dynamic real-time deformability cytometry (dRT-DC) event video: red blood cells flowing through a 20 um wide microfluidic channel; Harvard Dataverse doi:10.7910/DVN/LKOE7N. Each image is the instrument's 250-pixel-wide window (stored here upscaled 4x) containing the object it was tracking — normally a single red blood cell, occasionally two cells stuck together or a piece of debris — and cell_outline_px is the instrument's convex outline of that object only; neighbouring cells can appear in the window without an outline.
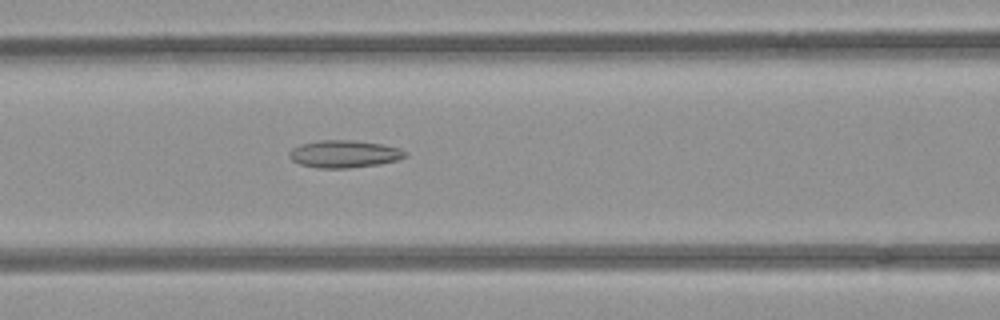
{"species": "common noctule bat (a hibernating species)", "species_latin": "Nyctalus noctula", "temperature_condition": "room temperature", "stored_images_in_passage": 52, "camera_frame_rate_fps": 3000, "um_per_image_px": 0.085, "animal": {"sex": "female", "body_mass_g": 21.9}, "frame": {"image": 1, "passage_image": 22, "time_ms": 7.0, "image_size_px": [1000, 320], "cell_outline_px": [[408, 156], [396, 160], [380, 164], [348, 168], [316, 168], [300, 164], [292, 160], [288, 156], [288, 152], [292, 148], [300, 144], [320, 140], [356, 140], [380, 144], [400, 148], [408, 152]], "centroid_in_image_um": [29.25, 13.08], "position_along_channel_um": 137.3, "area_um2": 18.67}}
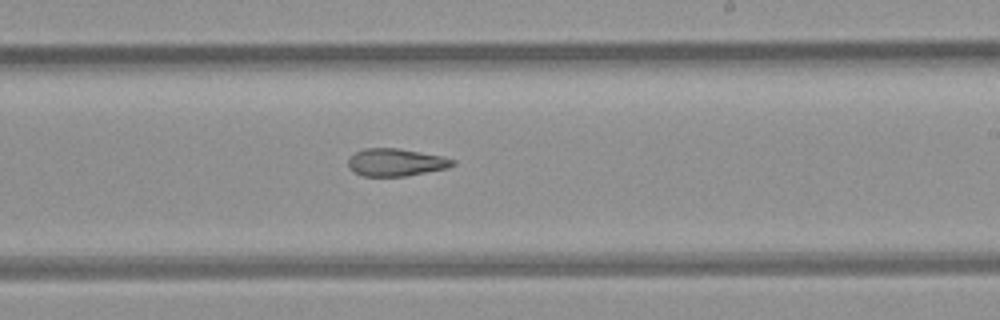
{"frame": {"image": 2, "passage_image": 31, "time_ms": 10.0, "image_size_px": [1000, 320], "cell_outline_px": [[456, 164], [448, 168], [408, 176], [364, 176], [352, 172], [348, 168], [348, 160], [356, 152], [364, 148], [400, 148], [444, 156], [456, 160]], "centroid_in_image_um": [33.68, 13.8], "position_along_channel_um": 255.3, "area_um2": 17.05}}
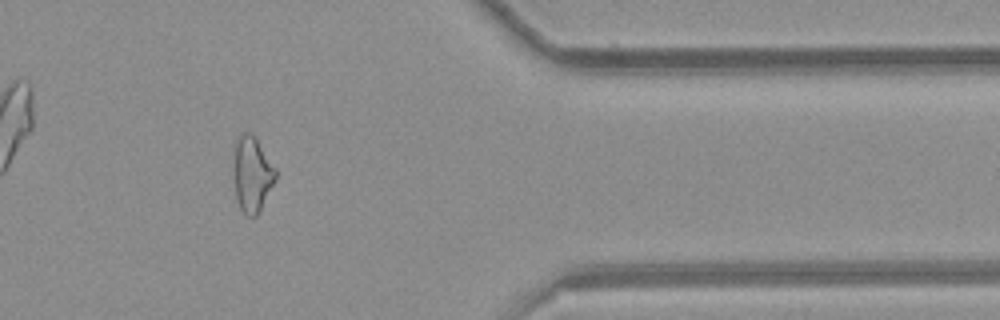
{"frame": {"image": 3, "passage_image": 43, "time_ms": 14.0, "image_size_px": [1000, 320], "cell_outline_px": [[276, 180], [256, 216], [248, 216], [240, 208], [236, 200], [232, 168], [232, 144], [236, 136], [240, 132], [252, 132], [276, 168]], "centroid_in_image_um": [21.36, 14.71], "position_along_channel_um": 390.0, "area_um2": 19.19}, "authors_computed_cell_mechanics": {"area_um2": 19.6231, "velocity_mm_per_s": 3.9434, "shape_relaxation_time_tau1_ms": null, "shape_relaxation_time_tau2_ms": 3.3579, "deformation_change_tau1": null, "deformation_change_tau2": 0.1192}}